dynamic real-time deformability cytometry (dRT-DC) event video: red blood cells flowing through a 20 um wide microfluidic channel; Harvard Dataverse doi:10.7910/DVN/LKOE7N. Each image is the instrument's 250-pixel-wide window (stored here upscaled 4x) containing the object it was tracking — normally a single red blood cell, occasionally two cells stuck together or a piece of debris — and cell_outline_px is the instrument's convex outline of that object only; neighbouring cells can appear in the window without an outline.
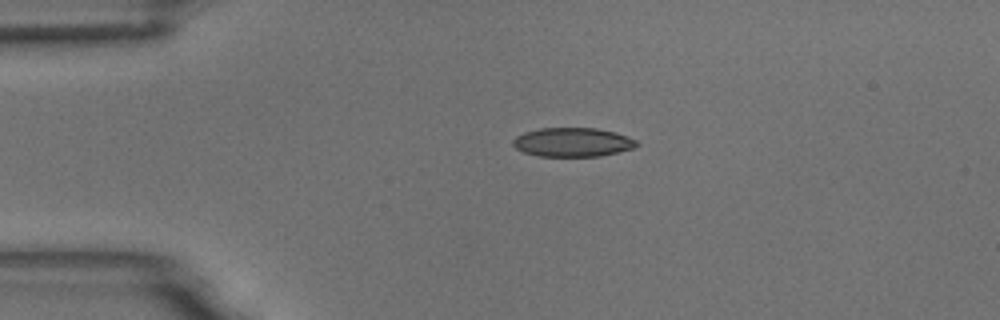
{"species": "common noctule bat (a hibernating species)", "species_latin": "Nyctalus noctula", "temperature_condition": "room temperature", "stored_images_in_passage": 2, "camera_frame_rate_fps": 3000, "um_per_image_px": 0.085, "animal": {"sex": "male", "body_mass_g": 18.8}, "frame": {"image": 1, "passage_image": 2, "time_ms": 0.333, "image_size_px": [1000, 320], "cell_outline_px": [[640, 144], [636, 148], [600, 156], [540, 156], [524, 152], [516, 148], [512, 144], [512, 140], [516, 136], [524, 132], [540, 128], [596, 128], [616, 132], [636, 140]], "centroid_in_image_um": [48.69, 12.08], "position_along_channel_um": 36.3, "area_um2": 20.98}}